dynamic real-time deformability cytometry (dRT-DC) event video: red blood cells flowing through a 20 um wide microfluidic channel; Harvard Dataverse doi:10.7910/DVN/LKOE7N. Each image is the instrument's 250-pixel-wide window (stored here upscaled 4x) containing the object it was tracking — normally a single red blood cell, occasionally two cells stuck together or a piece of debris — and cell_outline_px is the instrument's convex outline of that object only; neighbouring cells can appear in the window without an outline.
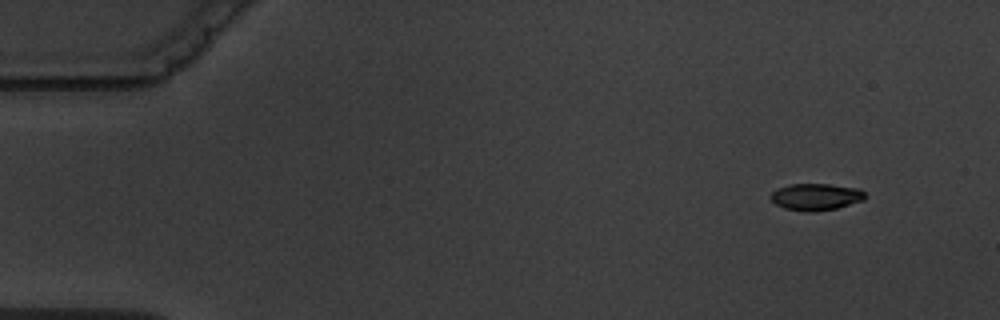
{"species": "common noctule bat (a hibernating species)", "species_latin": "Nyctalus noctula", "temperature_condition": "warm", "stored_images_in_passage": 7, "camera_frame_rate_fps": 3000, "um_per_image_px": 0.085, "animal": {"sex": "male", "body_mass_g": 19.5, "forearm_length_mm": 54.6}, "frame": {"image": 1, "passage_image": 1, "time_ms": 0.0, "image_size_px": [1000, 320], "cell_outline_px": [[868, 196], [864, 200], [836, 208], [816, 212], [804, 212], [784, 208], [776, 204], [772, 200], [772, 192], [776, 188], [788, 184], [828, 184], [860, 188]], "centroid_in_image_um": [69.37, 16.73], "position_along_channel_um": 15.6, "area_um2": 14.91}}
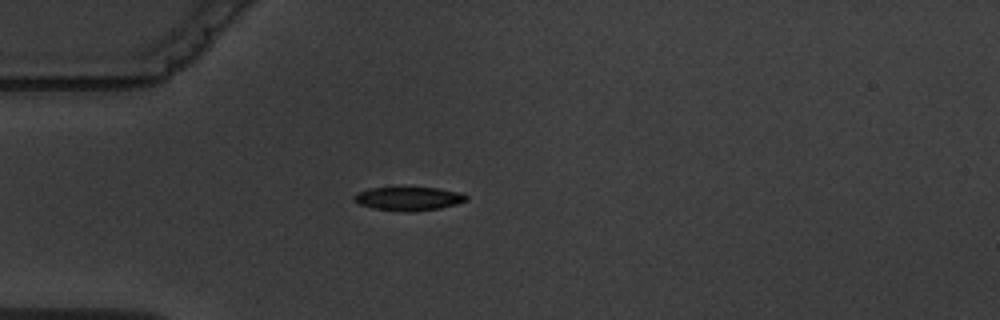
{"frame": {"image": 2, "passage_image": 4, "time_ms": 3.667, "image_size_px": [1000, 320], "cell_outline_px": [[468, 200], [456, 204], [440, 208], [412, 212], [400, 212], [372, 208], [360, 204], [352, 200], [352, 196], [356, 192], [368, 188], [436, 188], [460, 192], [468, 196]], "centroid_in_image_um": [34.69, 16.9], "position_along_channel_um": 50.3, "area_um2": 15.61}}
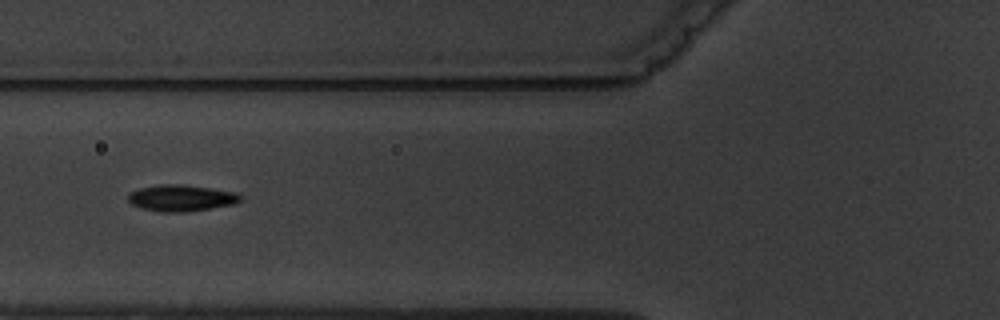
{"frame": {"image": 3, "passage_image": 6, "time_ms": 5.667, "image_size_px": [1000, 320], "cell_outline_px": [[240, 200], [232, 204], [184, 212], [160, 212], [140, 208], [132, 204], [128, 200], [128, 196], [132, 192], [140, 188], [160, 184], [180, 184], [212, 188], [236, 192], [240, 196]], "centroid_in_image_um": [15.37, 16.82], "position_along_channel_um": 110.4, "area_um2": 17.05}}